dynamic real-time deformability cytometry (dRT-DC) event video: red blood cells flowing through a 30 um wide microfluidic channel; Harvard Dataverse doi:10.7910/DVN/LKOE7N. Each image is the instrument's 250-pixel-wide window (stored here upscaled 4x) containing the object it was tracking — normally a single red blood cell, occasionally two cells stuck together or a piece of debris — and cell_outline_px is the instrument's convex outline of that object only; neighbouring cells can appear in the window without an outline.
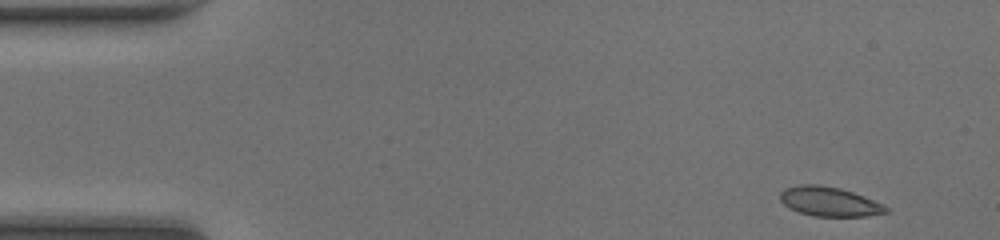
{"species": "common noctule bat (a hibernating species)", "species_latin": "Nyctalus noctula", "temperature_condition": "room temperature", "stored_images_in_passage": 45, "camera_frame_rate_fps": 3000, "um_per_image_px": 0.085, "animal": {"sex": "female", "body_mass_g": 20.0, "forearm_length_mm": 54.0}, "frame": {"image": 1, "passage_image": 1, "time_ms": 0.0, "image_size_px": [1000, 240], "cell_outline_px": [[888, 212], [868, 216], [812, 216], [800, 212], [784, 204], [780, 200], [780, 192], [784, 188], [800, 184], [820, 184], [840, 188], [864, 196], [884, 204], [888, 208]], "centroid_in_image_um": [70.5, 17.12], "position_along_channel_um": 14.5, "area_um2": 18.15}}
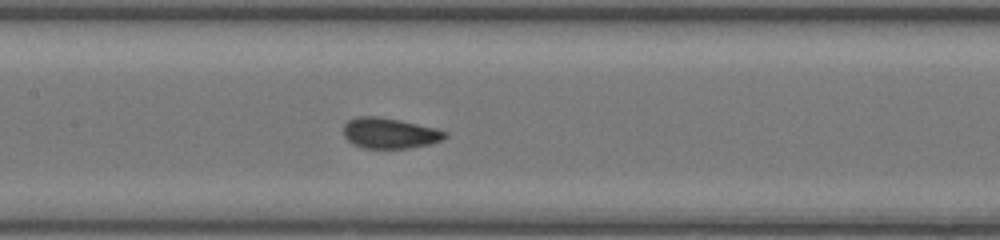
{"frame": {"image": 2, "passage_image": 20, "time_ms": 6.333, "image_size_px": [1000, 240], "cell_outline_px": [[448, 136], [432, 144], [408, 148], [364, 148], [352, 144], [344, 136], [344, 124], [348, 120], [356, 116], [376, 116], [400, 120], [436, 128], [448, 132]], "centroid_in_image_um": [33.12, 11.31], "position_along_channel_um": 174.3, "area_um2": 18.21}}
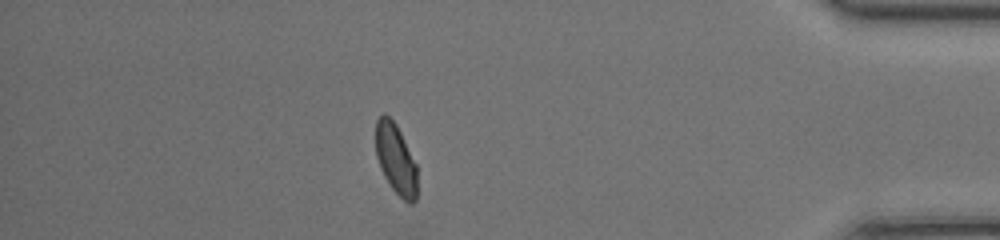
{"frame": {"image": 3, "passage_image": 39, "time_ms": 12.667, "image_size_px": [1000, 240], "cell_outline_px": [[416, 200], [412, 204], [408, 204], [392, 188], [384, 176], [380, 168], [376, 156], [376, 120], [384, 112], [396, 124], [416, 164]], "centroid_in_image_um": [33.63, 13.52], "position_along_channel_um": 401.6, "area_um2": 16.82}, "authors_computed_cell_mechanics": {"area_um2": 17.8602, "velocity_mm_per_s": 4.2969, "shape_relaxation_time_tau1_ms": 7.4135, "shape_relaxation_time_tau2_ms": null, "deformation_change_tau1": 0.1546, "deformation_change_tau2": null}}